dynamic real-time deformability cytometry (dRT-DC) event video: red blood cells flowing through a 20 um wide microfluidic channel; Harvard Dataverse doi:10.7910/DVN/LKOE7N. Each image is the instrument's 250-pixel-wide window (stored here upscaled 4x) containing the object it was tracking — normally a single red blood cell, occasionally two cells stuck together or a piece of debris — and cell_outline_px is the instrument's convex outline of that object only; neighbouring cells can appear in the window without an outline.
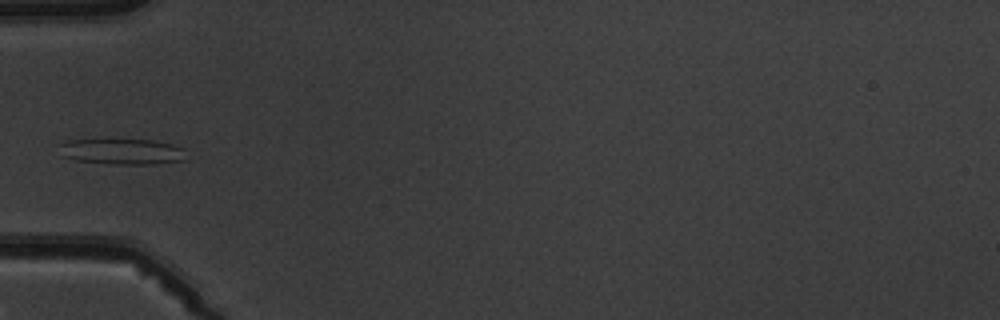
{"species": "common noctule bat (a hibernating species)", "species_latin": "Nyctalus noctula", "temperature_condition": "warm", "stored_images_in_passage": 6, "camera_frame_rate_fps": 3000, "um_per_image_px": 0.085, "animal": {"sex": "male", "body_mass_g": 19.5, "forearm_length_mm": 54.6}, "frame": {"image": 1, "passage_image": 5, "time_ms": 5.667, "image_size_px": [1000, 320], "cell_outline_px": [[188, 160], [152, 164], [108, 164], [76, 160], [60, 156], [56, 144], [64, 140], [152, 140], [172, 144], [184, 148]], "centroid_in_image_um": [10.33, 12.89], "position_along_channel_um": 74.7, "area_um2": 19.48}}
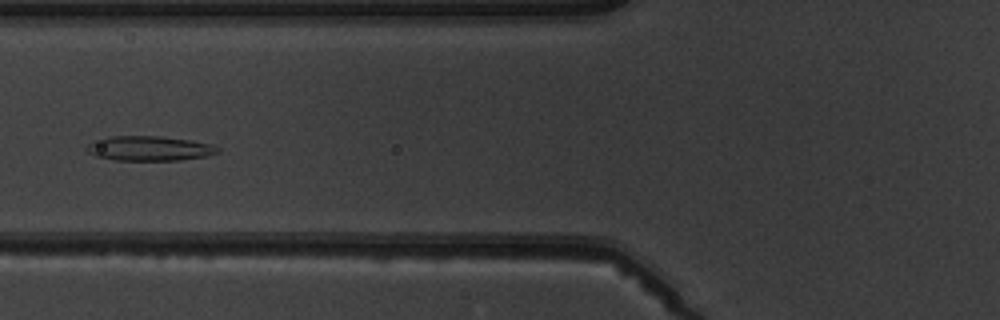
{"frame": {"image": 2, "passage_image": 6, "time_ms": 6.667, "image_size_px": [1000, 320], "cell_outline_px": [[220, 152], [208, 156], [180, 160], [116, 160], [96, 156], [88, 152], [84, 148], [92, 140], [112, 136], [160, 136], [188, 140], [208, 144], [220, 148]], "centroid_in_image_um": [12.66, 12.61], "position_along_channel_um": 113.1, "area_um2": 18.84}}